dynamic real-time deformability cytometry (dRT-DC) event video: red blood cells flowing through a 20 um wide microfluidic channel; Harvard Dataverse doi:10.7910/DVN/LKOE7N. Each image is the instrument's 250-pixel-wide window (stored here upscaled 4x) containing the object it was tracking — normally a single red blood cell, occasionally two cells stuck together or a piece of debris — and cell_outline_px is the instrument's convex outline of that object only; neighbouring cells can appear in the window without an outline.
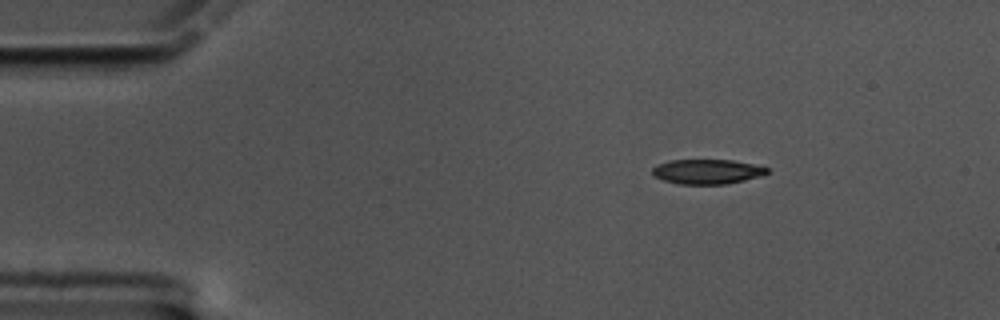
{"species": "common noctule bat (a hibernating species)", "species_latin": "Nyctalus noctula", "temperature_condition": "cold", "stored_images_in_passage": 51, "camera_frame_rate_fps": 3000, "um_per_image_px": 0.085, "animal": {"sex": "male", "body_mass_g": 17.5, "forearm_length_mm": 52.3}, "frame": {"image": 1, "passage_image": 1, "time_ms": 0.0, "image_size_px": [1000, 320], "cell_outline_px": [[768, 172], [760, 176], [728, 184], [680, 184], [664, 180], [656, 176], [652, 172], [652, 168], [656, 164], [672, 160], [732, 160], [752, 164], [768, 168]], "centroid_in_image_um": [60.09, 14.58], "position_along_channel_um": 24.9, "area_um2": 16.36}}
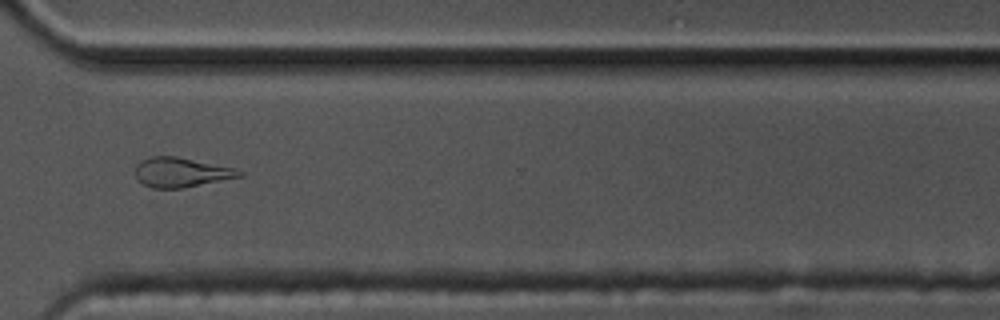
{"frame": {"image": 2, "passage_image": 36, "time_ms": 11.667, "image_size_px": [1000, 320], "cell_outline_px": [[244, 176], [184, 188], [152, 188], [136, 180], [136, 164], [140, 160], [152, 156], [176, 156], [236, 168], [244, 172]], "centroid_in_image_um": [15.41, 14.65], "position_along_channel_um": 355.2, "area_um2": 18.15}}
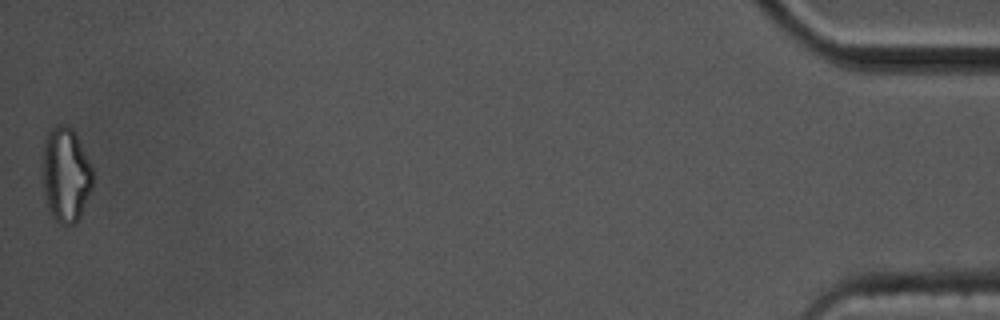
{"frame": {"image": 3, "passage_image": 51, "time_ms": 16.667, "image_size_px": [1000, 320], "cell_outline_px": [[92, 188], [80, 216], [76, 224], [60, 224], [48, 212], [44, 192], [44, 140], [48, 132], [56, 124], [68, 124], [72, 128], [92, 168]], "centroid_in_image_um": [5.59, 14.87], "position_along_channel_um": 429.6, "area_um2": 27.4}, "authors_computed_cell_mechanics": {"area_um2": 18.207, "velocity_mm_per_s": 3.3997, "shape_relaxation_time_tau1_ms": 3.5171, "shape_relaxation_time_tau2_ms": 6.8014, "deformation_change_tau1": 0.175, "deformation_change_tau2": 0.1969}}